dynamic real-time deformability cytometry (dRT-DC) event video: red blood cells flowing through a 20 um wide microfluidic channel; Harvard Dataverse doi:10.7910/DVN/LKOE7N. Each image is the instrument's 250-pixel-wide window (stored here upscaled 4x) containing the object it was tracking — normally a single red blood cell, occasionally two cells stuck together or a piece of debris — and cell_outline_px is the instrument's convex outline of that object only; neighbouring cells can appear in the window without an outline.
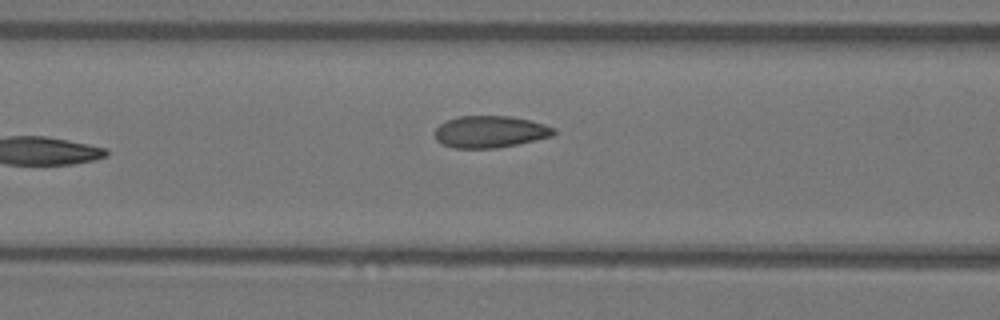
{"species": "Egyptian fruit bat (a non-hibernating species)", "species_latin": "Rousettus aegyptiacus", "temperature_condition": "warm", "stored_images_in_passage": 5, "camera_frame_rate_fps": 3000, "um_per_image_px": 0.085, "animal": {"sex": "female"}, "frame": {"image": 1, "passage_image": 5, "time_ms": 1.333, "image_size_px": [1000, 320], "cell_outline_px": [[556, 132], [552, 136], [536, 140], [496, 148], [452, 148], [436, 140], [436, 128], [440, 124], [448, 120], [460, 116], [512, 116], [544, 124], [556, 128]], "centroid_in_image_um": [41.68, 11.2], "position_along_channel_um": 124.9, "area_um2": 21.96}}